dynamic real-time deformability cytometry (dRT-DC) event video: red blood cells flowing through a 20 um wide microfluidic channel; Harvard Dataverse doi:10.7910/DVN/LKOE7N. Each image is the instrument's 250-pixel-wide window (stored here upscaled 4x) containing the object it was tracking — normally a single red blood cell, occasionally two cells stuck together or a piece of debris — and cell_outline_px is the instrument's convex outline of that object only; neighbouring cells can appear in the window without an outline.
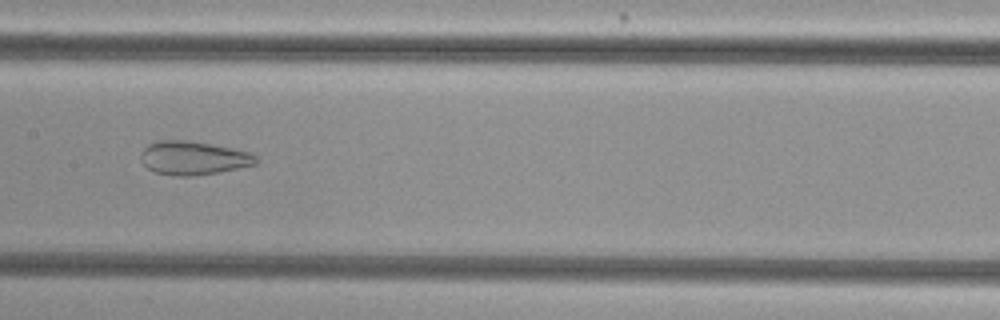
{"species": "common noctule bat (a hibernating species)", "species_latin": "Nyctalus noctula", "temperature_condition": "cold", "stored_images_in_passage": 53, "camera_frame_rate_fps": 3000, "um_per_image_px": 0.085, "animal": {"sex": "female", "body_mass_g": 29.2, "forearm_length_mm": 56.3}, "frame": {"image": 1, "passage_image": 27, "time_ms": 8.667, "image_size_px": [1000, 320], "cell_outline_px": [[260, 160], [256, 164], [220, 172], [192, 176], [172, 176], [152, 172], [140, 160], [140, 152], [148, 144], [160, 140], [188, 140], [232, 148], [248, 152], [256, 156]], "centroid_in_image_um": [16.4, 13.44], "position_along_channel_um": 191.0, "area_um2": 22.77}}
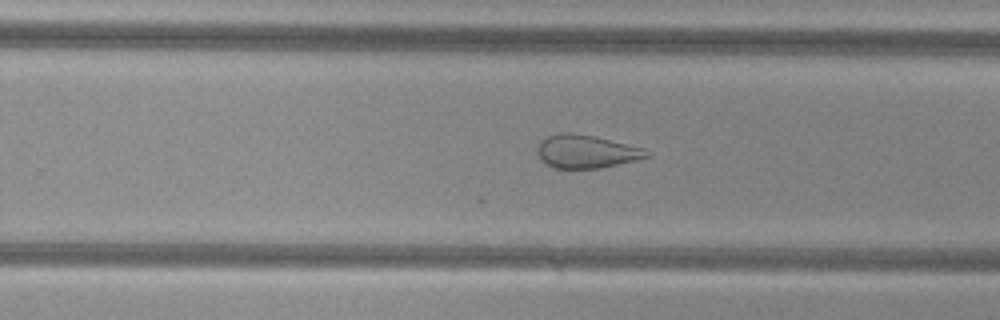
{"frame": {"image": 2, "passage_image": 34, "time_ms": 11.0, "image_size_px": [1000, 320], "cell_outline_px": [[652, 152], [648, 156], [636, 160], [600, 168], [556, 168], [540, 160], [536, 152], [536, 148], [540, 140], [544, 136], [560, 132], [572, 132], [596, 136], [644, 148]], "centroid_in_image_um": [49.79, 12.85], "position_along_channel_um": 280.0, "area_um2": 21.44}}
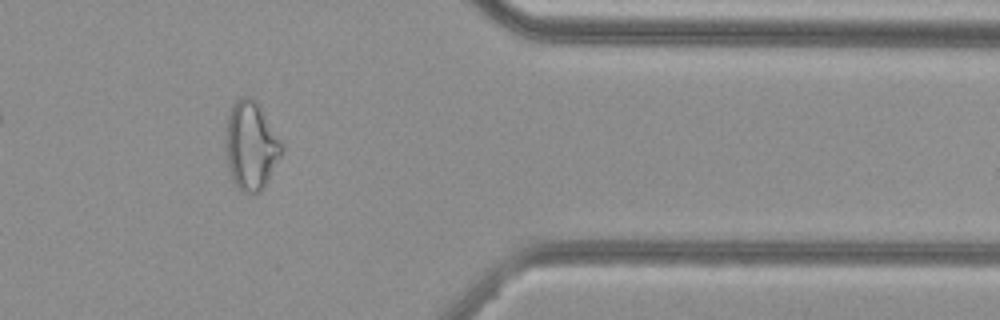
{"frame": {"image": 3, "passage_image": 44, "time_ms": 14.333, "image_size_px": [1000, 320], "cell_outline_px": [[284, 152], [264, 188], [260, 192], [244, 192], [232, 184], [224, 152], [224, 128], [232, 104], [240, 96], [252, 96], [260, 104], [284, 144]], "centroid_in_image_um": [21.32, 12.36], "position_along_channel_um": 390.1, "area_um2": 30.17}}